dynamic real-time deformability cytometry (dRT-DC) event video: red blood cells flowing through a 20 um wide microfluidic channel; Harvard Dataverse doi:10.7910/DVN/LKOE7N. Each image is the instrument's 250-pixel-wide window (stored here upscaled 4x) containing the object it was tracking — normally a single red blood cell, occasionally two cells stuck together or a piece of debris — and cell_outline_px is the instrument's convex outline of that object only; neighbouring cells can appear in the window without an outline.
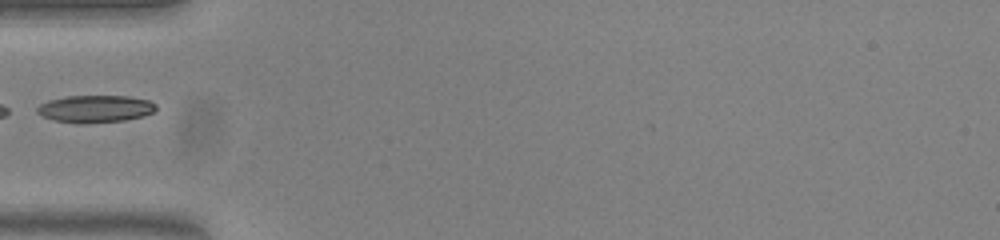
{"species": "common noctule bat (a hibernating species)", "species_latin": "Nyctalus noctula", "temperature_condition": "warm", "stored_images_in_passage": 35, "camera_frame_rate_fps": 3000, "um_per_image_px": 0.085, "animal": {"sex": "female", "body_mass_g": 23.0, "forearm_length_mm": 53.4}, "frame": {"image": 1, "passage_image": 1, "time_ms": 0.0, "image_size_px": [1000, 240], "cell_outline_px": [[156, 108], [152, 112], [144, 116], [124, 120], [84, 124], [76, 124], [52, 120], [36, 112], [36, 108], [40, 104], [48, 100], [68, 96], [128, 96], [148, 100], [156, 104]], "centroid_in_image_um": [8.07, 9.26], "position_along_channel_um": 76.9, "area_um2": 19.02}}